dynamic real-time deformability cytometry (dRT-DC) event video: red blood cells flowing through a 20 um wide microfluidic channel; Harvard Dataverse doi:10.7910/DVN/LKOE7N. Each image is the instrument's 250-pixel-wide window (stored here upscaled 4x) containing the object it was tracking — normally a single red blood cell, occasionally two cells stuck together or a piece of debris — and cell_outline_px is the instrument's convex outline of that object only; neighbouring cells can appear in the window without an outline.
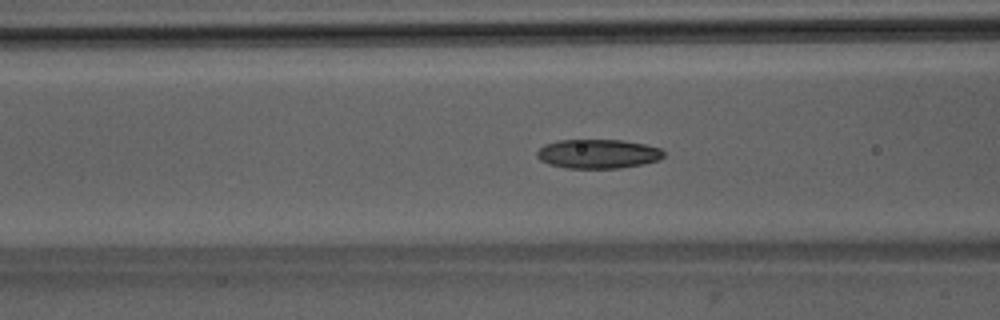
{"species": "Egyptian fruit bat (a non-hibernating species)", "species_latin": "Rousettus aegyptiacus", "temperature_condition": "room temperature", "stored_images_in_passage": 52, "camera_frame_rate_fps": 3000, "um_per_image_px": 0.085, "animal": {"sex": "male"}, "frame": {"image": 1, "passage_image": 21, "time_ms": 6.667, "image_size_px": [1000, 320], "cell_outline_px": [[664, 156], [660, 160], [644, 164], [620, 168], [568, 168], [548, 164], [540, 160], [536, 156], [536, 152], [544, 144], [556, 140], [624, 140], [644, 144], [660, 148], [664, 152]], "centroid_in_image_um": [50.82, 13.07], "position_along_channel_um": 115.8, "area_um2": 21.73}}
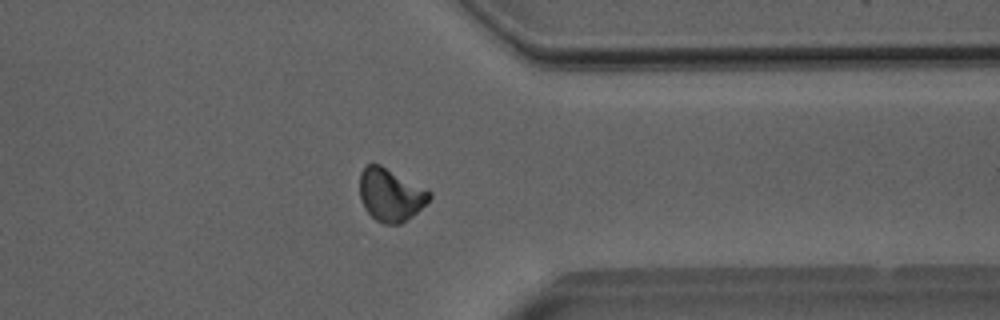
{"frame": {"image": 2, "passage_image": 41, "time_ms": 13.333, "image_size_px": [1000, 320], "cell_outline_px": [[432, 196], [412, 216], [400, 224], [384, 224], [376, 220], [364, 208], [360, 200], [360, 172], [368, 164], [380, 164], [432, 192]], "centroid_in_image_um": [33.17, 16.56], "position_along_channel_um": 378.2, "area_um2": 21.21}}
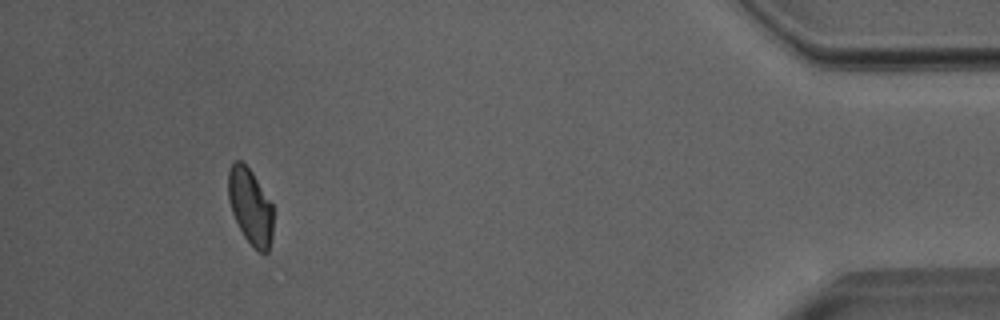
{"frame": {"image": 3, "passage_image": 48, "time_ms": 15.667, "image_size_px": [1000, 320], "cell_outline_px": [[272, 236], [268, 252], [260, 252], [244, 236], [232, 212], [228, 200], [228, 172], [232, 164], [236, 160], [240, 160], [252, 172], [272, 204]], "centroid_in_image_um": [21.27, 17.53], "position_along_channel_um": 413.9, "area_um2": 19.48}, "authors_computed_cell_mechanics": {"area_um2": 21.386, "velocity_mm_per_s": 4.0157, "shape_relaxation_time_tau1_ms": 6.691, "shape_relaxation_time_tau2_ms": 3.6974, "deformation_change_tau1": 0.1481, "deformation_change_tau2": 0.0904}}